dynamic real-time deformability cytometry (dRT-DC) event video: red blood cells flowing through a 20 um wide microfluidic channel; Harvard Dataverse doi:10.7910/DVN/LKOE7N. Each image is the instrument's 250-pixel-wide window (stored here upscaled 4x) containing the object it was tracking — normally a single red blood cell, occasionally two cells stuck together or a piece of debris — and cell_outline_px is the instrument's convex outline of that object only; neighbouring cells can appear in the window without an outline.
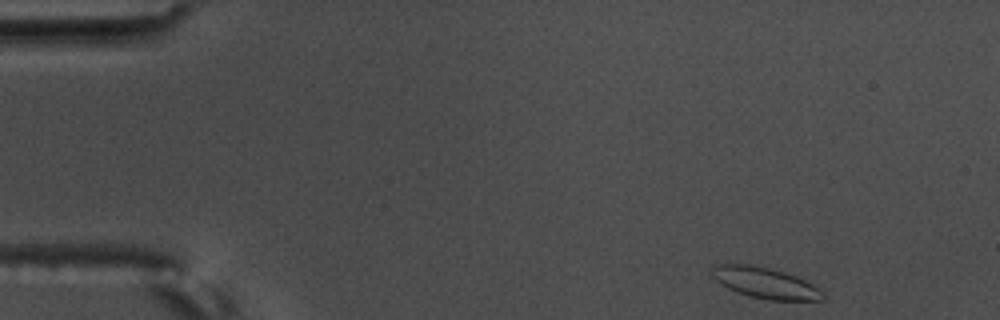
{"species": "common noctule bat (a hibernating species)", "species_latin": "Nyctalus noctula", "temperature_condition": "warm", "stored_images_in_passage": 53, "camera_frame_rate_fps": 3000, "um_per_image_px": 0.085, "animal": {"sex": "male", "body_mass_g": 17.5, "forearm_length_mm": 52.3}, "frame": {"image": 1, "passage_image": 1, "time_ms": 0.0, "image_size_px": [1000, 320], "cell_outline_px": [[824, 300], [768, 300], [736, 292], [720, 284], [712, 276], [712, 268], [716, 264], [752, 264], [772, 268], [796, 276], [812, 284], [824, 292]], "centroid_in_image_um": [65.04, 24.04], "position_along_channel_um": 20.0, "area_um2": 20.0}}
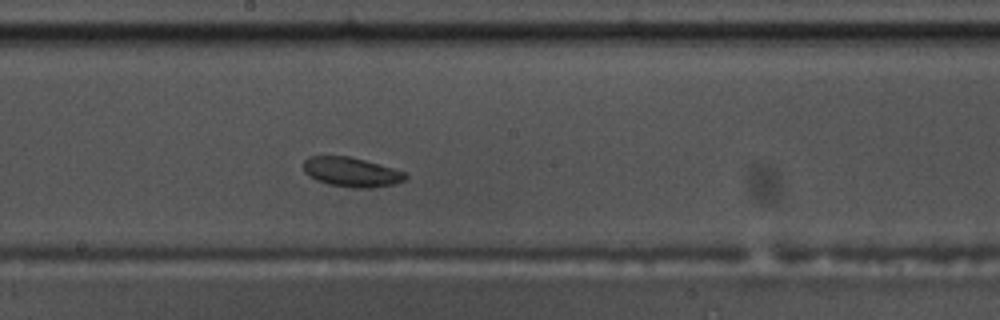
{"frame": {"image": 2, "passage_image": 27, "time_ms": 8.667, "image_size_px": [1000, 320], "cell_outline_px": [[408, 176], [404, 180], [396, 184], [376, 188], [352, 188], [328, 184], [316, 180], [308, 176], [304, 172], [304, 160], [308, 156], [348, 156], [364, 160], [392, 168], [404, 172]], "centroid_in_image_um": [29.86, 14.64], "position_along_channel_um": 218.3, "area_um2": 17.63}}
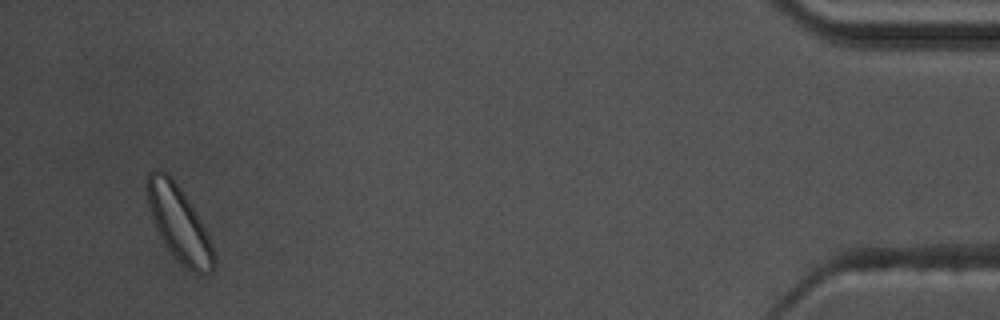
{"frame": {"image": 3, "passage_image": 51, "time_ms": 16.667, "image_size_px": [1000, 320], "cell_outline_px": [[216, 264], [212, 272], [192, 272], [176, 260], [164, 244], [156, 228], [148, 204], [144, 184], [148, 172], [152, 168], [156, 168], [168, 172], [172, 176], [180, 188], [200, 220], [208, 236], [216, 256]], "centroid_in_image_um": [15.17, 18.95], "position_along_channel_um": 420.0, "area_um2": 29.3}}